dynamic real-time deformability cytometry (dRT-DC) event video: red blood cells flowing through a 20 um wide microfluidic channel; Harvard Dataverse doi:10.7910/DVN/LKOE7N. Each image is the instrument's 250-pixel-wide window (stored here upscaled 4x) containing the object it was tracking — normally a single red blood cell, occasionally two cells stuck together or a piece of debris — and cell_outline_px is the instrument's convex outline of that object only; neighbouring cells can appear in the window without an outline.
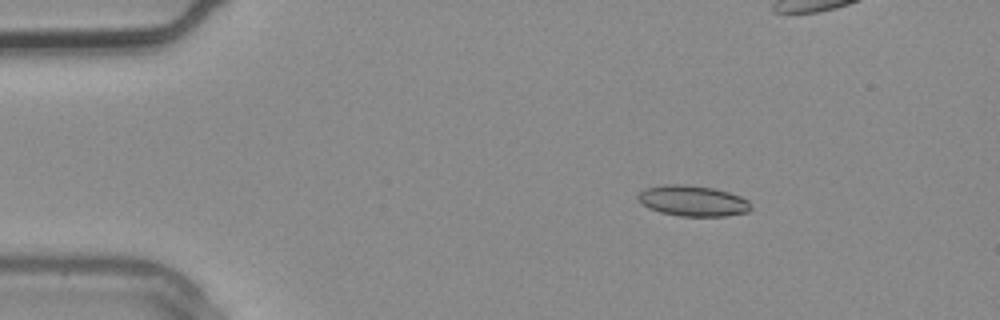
{"species": "common noctule bat (a hibernating species)", "species_latin": "Nyctalus noctula", "temperature_condition": "warm", "stored_images_in_passage": 2, "camera_frame_rate_fps": 3000, "um_per_image_px": 0.085, "animal": {"sex": "male", "body_mass_g": 20.4}, "frame": {"image": 1, "passage_image": 2, "time_ms": 0.333, "image_size_px": [1000, 320], "cell_outline_px": [[752, 208], [748, 212], [728, 216], [680, 216], [660, 212], [648, 208], [636, 200], [636, 196], [644, 188], [664, 184], [688, 184], [716, 188], [740, 196], [748, 200], [752, 204]], "centroid_in_image_um": [58.88, 17.06], "position_along_channel_um": 26.1, "area_um2": 20.63}}